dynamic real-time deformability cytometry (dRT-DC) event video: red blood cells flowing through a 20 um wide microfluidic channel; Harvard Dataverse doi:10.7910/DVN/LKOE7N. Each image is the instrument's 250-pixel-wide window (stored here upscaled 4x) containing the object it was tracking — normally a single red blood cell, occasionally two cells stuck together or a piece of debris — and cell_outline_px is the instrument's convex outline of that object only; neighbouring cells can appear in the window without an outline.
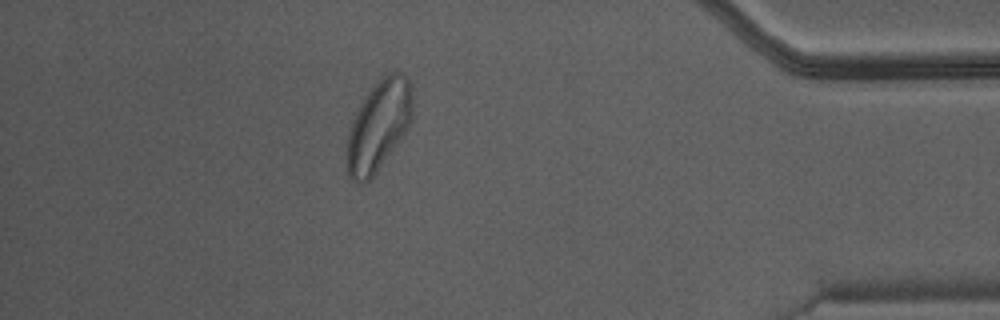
{"species": "Egyptian fruit bat (a non-hibernating species)", "species_latin": "Rousettus aegyptiacus", "temperature_condition": "warm", "stored_images_in_passage": 34, "camera_frame_rate_fps": 3000, "um_per_image_px": 0.085, "animal": {"sex": "male"}, "frame": {"image": 1, "passage_image": 29, "time_ms": 9.333, "image_size_px": [1000, 320], "cell_outline_px": [[412, 120], [408, 128], [400, 140], [376, 172], [368, 180], [360, 184], [356, 184], [348, 176], [348, 132], [352, 120], [360, 104], [368, 92], [388, 72], [404, 72], [412, 84]], "centroid_in_image_um": [32.21, 10.65], "position_along_channel_um": 403.0, "area_um2": 34.33}}